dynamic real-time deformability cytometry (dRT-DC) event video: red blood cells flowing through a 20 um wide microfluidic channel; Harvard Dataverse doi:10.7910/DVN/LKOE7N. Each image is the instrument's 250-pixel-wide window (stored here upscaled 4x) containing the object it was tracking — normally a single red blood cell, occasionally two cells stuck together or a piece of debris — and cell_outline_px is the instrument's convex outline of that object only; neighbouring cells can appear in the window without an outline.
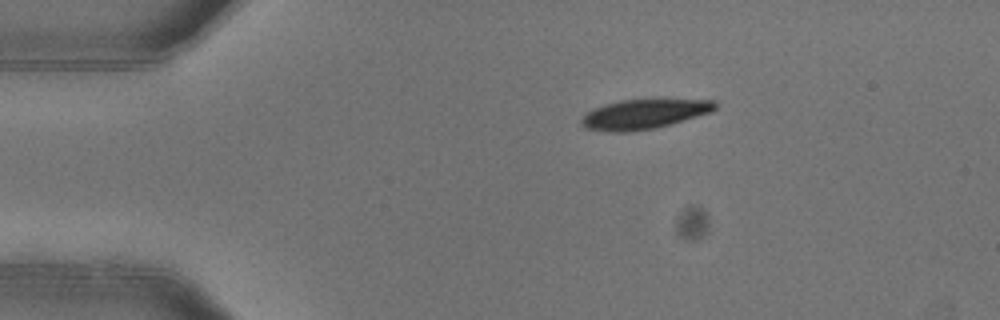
{"species": "common noctule bat (a hibernating species)", "species_latin": "Nyctalus noctula", "temperature_condition": "warm", "stored_images_in_passage": 2, "camera_frame_rate_fps": 3000, "um_per_image_px": 0.085, "animal": {"sex": "female"}, "frame": {"image": 1, "passage_image": 1, "time_ms": 0.0, "image_size_px": [1000, 320], "cell_outline_px": [[716, 108], [712, 112], [656, 128], [628, 132], [604, 132], [584, 128], [580, 124], [580, 120], [588, 112], [596, 108], [620, 100], [716, 100]], "centroid_in_image_um": [54.72, 9.72], "position_along_channel_um": 30.3, "area_um2": 22.89}}